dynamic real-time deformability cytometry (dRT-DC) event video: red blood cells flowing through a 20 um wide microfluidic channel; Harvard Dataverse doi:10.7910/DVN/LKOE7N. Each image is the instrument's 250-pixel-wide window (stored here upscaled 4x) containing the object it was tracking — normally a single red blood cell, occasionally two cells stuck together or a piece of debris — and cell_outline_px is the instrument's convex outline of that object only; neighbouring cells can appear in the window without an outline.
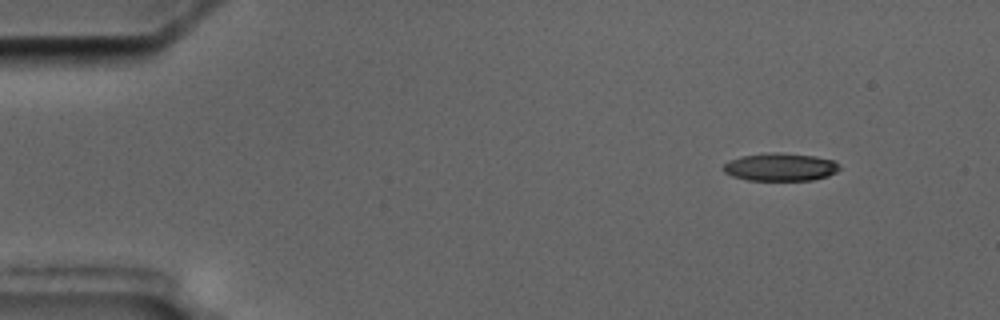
{"species": "common noctule bat (a hibernating species)", "species_latin": "Nyctalus noctula", "temperature_condition": "cold", "stored_images_in_passage": 4, "camera_frame_rate_fps": 3000, "um_per_image_px": 0.085, "animal": {"sex": "male", "body_mass_g": 17.5, "forearm_length_mm": 52.3}, "frame": {"image": 1, "passage_image": 1, "time_ms": 0.0, "image_size_px": [1000, 320], "cell_outline_px": [[840, 168], [836, 172], [828, 176], [812, 180], [748, 180], [732, 176], [724, 172], [720, 168], [728, 160], [740, 156], [772, 152], [780, 152], [816, 156], [836, 160], [840, 164]], "centroid_in_image_um": [66.33, 14.19], "position_along_channel_um": 18.7, "area_um2": 19.19}}
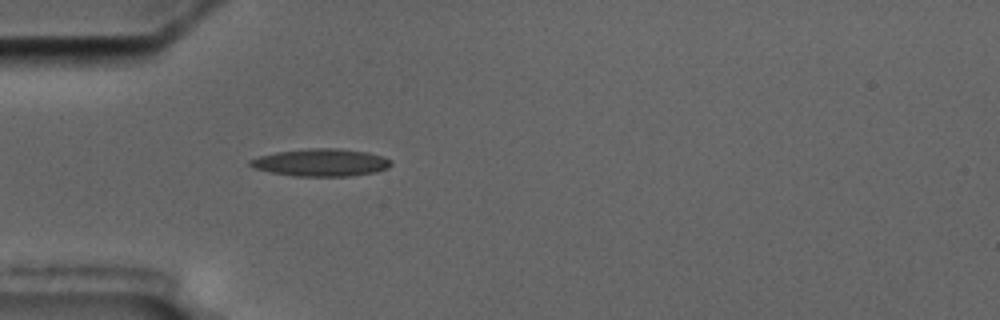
{"frame": {"image": 2, "passage_image": 4, "time_ms": 3.667, "image_size_px": [1000, 320], "cell_outline_px": [[392, 164], [388, 168], [372, 172], [348, 176], [292, 176], [252, 168], [248, 164], [248, 160], [260, 156], [276, 152], [312, 148], [336, 148], [368, 152], [384, 156], [392, 160]], "centroid_in_image_um": [27.28, 13.81], "position_along_channel_um": 57.7, "area_um2": 22.54}}